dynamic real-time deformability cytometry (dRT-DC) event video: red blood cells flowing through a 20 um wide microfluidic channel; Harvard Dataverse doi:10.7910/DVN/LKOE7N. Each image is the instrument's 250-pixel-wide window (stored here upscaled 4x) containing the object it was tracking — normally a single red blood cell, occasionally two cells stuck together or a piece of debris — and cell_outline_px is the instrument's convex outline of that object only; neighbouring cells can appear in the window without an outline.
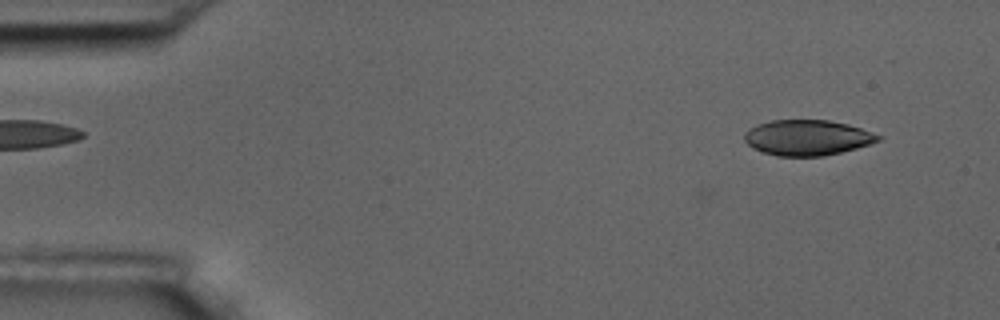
{"species": "common noctule bat (a hibernating species)", "species_latin": "Nyctalus noctula", "temperature_condition": "room temperature", "stored_images_in_passage": 2, "camera_frame_rate_fps": 3000, "um_per_image_px": 0.085, "animal": {"sex": "male", "body_mass_g": 17.5, "forearm_length_mm": 52.3}, "frame": {"image": 1, "passage_image": 2, "time_ms": 1.333, "image_size_px": [1000, 320], "cell_outline_px": [[880, 140], [856, 148], [824, 156], [776, 156], [764, 152], [748, 144], [744, 140], [744, 132], [756, 124], [772, 120], [828, 120], [848, 124], [872, 132], [880, 136]], "centroid_in_image_um": [68.6, 11.69], "position_along_channel_um": 16.4, "area_um2": 27.46}}